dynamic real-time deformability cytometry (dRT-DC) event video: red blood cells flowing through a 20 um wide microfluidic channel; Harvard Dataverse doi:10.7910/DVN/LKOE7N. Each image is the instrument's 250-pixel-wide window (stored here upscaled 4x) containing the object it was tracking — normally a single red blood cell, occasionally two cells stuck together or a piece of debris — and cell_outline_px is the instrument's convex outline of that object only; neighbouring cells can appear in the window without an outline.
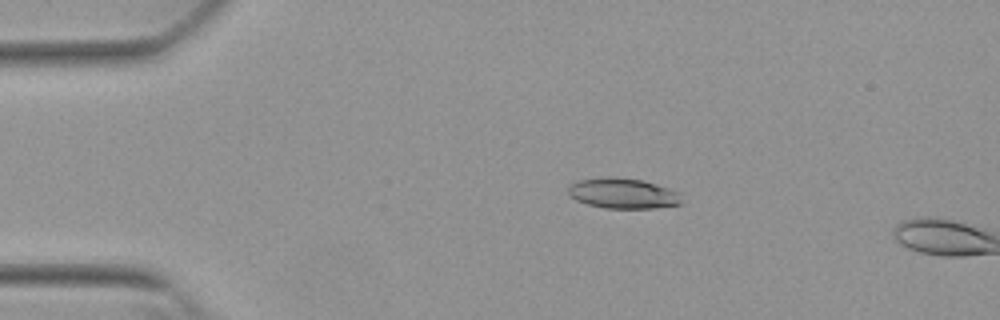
{"species": "Egyptian fruit bat (a non-hibernating species)", "species_latin": "Rousettus aegyptiacus", "temperature_condition": "warm", "stored_images_in_passage": 13, "camera_frame_rate_fps": 3000, "um_per_image_px": 0.085, "animal": {"sex": "female"}, "frame": {"image": 1, "passage_image": 11, "time_ms": 3.333, "image_size_px": [1000, 320], "cell_outline_px": [[680, 204], [652, 208], [604, 208], [588, 204], [576, 200], [568, 192], [568, 184], [576, 180], [608, 176], [616, 176], [644, 180], [680, 192]], "centroid_in_image_um": [52.91, 16.41], "position_along_channel_um": 32.1, "area_um2": 20.23}}